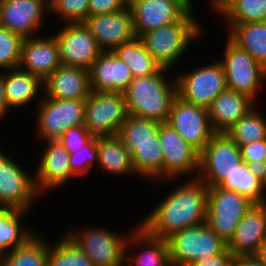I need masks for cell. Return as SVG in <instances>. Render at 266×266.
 <instances>
[{
	"label": "cell",
	"instance_id": "obj_1",
	"mask_svg": "<svg viewBox=\"0 0 266 266\" xmlns=\"http://www.w3.org/2000/svg\"><path fill=\"white\" fill-rule=\"evenodd\" d=\"M207 205V185L198 178H189L156 205L139 225L149 234L167 240L185 228L206 223Z\"/></svg>",
	"mask_w": 266,
	"mask_h": 266
},
{
	"label": "cell",
	"instance_id": "obj_2",
	"mask_svg": "<svg viewBox=\"0 0 266 266\" xmlns=\"http://www.w3.org/2000/svg\"><path fill=\"white\" fill-rule=\"evenodd\" d=\"M168 71L160 68L153 75L133 78L124 92L129 115L167 123L172 101L177 96L176 78L168 81L165 76Z\"/></svg>",
	"mask_w": 266,
	"mask_h": 266
},
{
	"label": "cell",
	"instance_id": "obj_3",
	"mask_svg": "<svg viewBox=\"0 0 266 266\" xmlns=\"http://www.w3.org/2000/svg\"><path fill=\"white\" fill-rule=\"evenodd\" d=\"M200 34L202 28L194 14L186 13L179 21L150 30L139 38L155 62L161 68L170 70Z\"/></svg>",
	"mask_w": 266,
	"mask_h": 266
},
{
	"label": "cell",
	"instance_id": "obj_4",
	"mask_svg": "<svg viewBox=\"0 0 266 266\" xmlns=\"http://www.w3.org/2000/svg\"><path fill=\"white\" fill-rule=\"evenodd\" d=\"M167 242L171 266H189L227 250V244L206 223L176 232Z\"/></svg>",
	"mask_w": 266,
	"mask_h": 266
},
{
	"label": "cell",
	"instance_id": "obj_5",
	"mask_svg": "<svg viewBox=\"0 0 266 266\" xmlns=\"http://www.w3.org/2000/svg\"><path fill=\"white\" fill-rule=\"evenodd\" d=\"M128 116L122 92H92L86 99L84 125L91 139L100 140L119 133Z\"/></svg>",
	"mask_w": 266,
	"mask_h": 266
},
{
	"label": "cell",
	"instance_id": "obj_6",
	"mask_svg": "<svg viewBox=\"0 0 266 266\" xmlns=\"http://www.w3.org/2000/svg\"><path fill=\"white\" fill-rule=\"evenodd\" d=\"M36 134L40 140H58L72 127L84 124L86 99H53L46 97L37 102Z\"/></svg>",
	"mask_w": 266,
	"mask_h": 266
},
{
	"label": "cell",
	"instance_id": "obj_7",
	"mask_svg": "<svg viewBox=\"0 0 266 266\" xmlns=\"http://www.w3.org/2000/svg\"><path fill=\"white\" fill-rule=\"evenodd\" d=\"M253 204L235 191L219 186L208 187L206 224L227 244Z\"/></svg>",
	"mask_w": 266,
	"mask_h": 266
},
{
	"label": "cell",
	"instance_id": "obj_8",
	"mask_svg": "<svg viewBox=\"0 0 266 266\" xmlns=\"http://www.w3.org/2000/svg\"><path fill=\"white\" fill-rule=\"evenodd\" d=\"M226 43L224 59L219 60L223 65L226 86L254 101L265 83L266 69L229 38Z\"/></svg>",
	"mask_w": 266,
	"mask_h": 266
},
{
	"label": "cell",
	"instance_id": "obj_9",
	"mask_svg": "<svg viewBox=\"0 0 266 266\" xmlns=\"http://www.w3.org/2000/svg\"><path fill=\"white\" fill-rule=\"evenodd\" d=\"M243 163L239 146L226 133H215L200 152L197 178L207 187L218 186Z\"/></svg>",
	"mask_w": 266,
	"mask_h": 266
},
{
	"label": "cell",
	"instance_id": "obj_10",
	"mask_svg": "<svg viewBox=\"0 0 266 266\" xmlns=\"http://www.w3.org/2000/svg\"><path fill=\"white\" fill-rule=\"evenodd\" d=\"M177 96L187 103L208 109L212 101L224 91L226 78L220 61L191 69L175 76Z\"/></svg>",
	"mask_w": 266,
	"mask_h": 266
},
{
	"label": "cell",
	"instance_id": "obj_11",
	"mask_svg": "<svg viewBox=\"0 0 266 266\" xmlns=\"http://www.w3.org/2000/svg\"><path fill=\"white\" fill-rule=\"evenodd\" d=\"M86 229V230H85ZM65 235L93 262L94 266H124L128 235L117 234L102 228H85Z\"/></svg>",
	"mask_w": 266,
	"mask_h": 266
},
{
	"label": "cell",
	"instance_id": "obj_12",
	"mask_svg": "<svg viewBox=\"0 0 266 266\" xmlns=\"http://www.w3.org/2000/svg\"><path fill=\"white\" fill-rule=\"evenodd\" d=\"M158 137L164 154L163 179L173 181L177 180L179 176L189 174L190 179L197 178L200 166V152L187 143L167 123H161Z\"/></svg>",
	"mask_w": 266,
	"mask_h": 266
},
{
	"label": "cell",
	"instance_id": "obj_13",
	"mask_svg": "<svg viewBox=\"0 0 266 266\" xmlns=\"http://www.w3.org/2000/svg\"><path fill=\"white\" fill-rule=\"evenodd\" d=\"M19 166L0 150V208L28 212L40 194L35 186L34 174L30 175Z\"/></svg>",
	"mask_w": 266,
	"mask_h": 266
},
{
	"label": "cell",
	"instance_id": "obj_14",
	"mask_svg": "<svg viewBox=\"0 0 266 266\" xmlns=\"http://www.w3.org/2000/svg\"><path fill=\"white\" fill-rule=\"evenodd\" d=\"M167 124L199 152L215 134L208 109L187 103L178 96L172 101Z\"/></svg>",
	"mask_w": 266,
	"mask_h": 266
},
{
	"label": "cell",
	"instance_id": "obj_15",
	"mask_svg": "<svg viewBox=\"0 0 266 266\" xmlns=\"http://www.w3.org/2000/svg\"><path fill=\"white\" fill-rule=\"evenodd\" d=\"M64 25L53 34L59 45L61 64L89 71L102 50L85 23Z\"/></svg>",
	"mask_w": 266,
	"mask_h": 266
},
{
	"label": "cell",
	"instance_id": "obj_16",
	"mask_svg": "<svg viewBox=\"0 0 266 266\" xmlns=\"http://www.w3.org/2000/svg\"><path fill=\"white\" fill-rule=\"evenodd\" d=\"M46 142L47 147L40 155L38 167L34 172L35 186L40 195L46 191H54L77 177L70 168V154L64 146L58 140Z\"/></svg>",
	"mask_w": 266,
	"mask_h": 266
},
{
	"label": "cell",
	"instance_id": "obj_17",
	"mask_svg": "<svg viewBox=\"0 0 266 266\" xmlns=\"http://www.w3.org/2000/svg\"><path fill=\"white\" fill-rule=\"evenodd\" d=\"M84 23L102 51H113L136 37L129 6L114 13L88 16Z\"/></svg>",
	"mask_w": 266,
	"mask_h": 266
},
{
	"label": "cell",
	"instance_id": "obj_18",
	"mask_svg": "<svg viewBox=\"0 0 266 266\" xmlns=\"http://www.w3.org/2000/svg\"><path fill=\"white\" fill-rule=\"evenodd\" d=\"M48 11L49 0H2L1 26L23 38L35 37Z\"/></svg>",
	"mask_w": 266,
	"mask_h": 266
},
{
	"label": "cell",
	"instance_id": "obj_19",
	"mask_svg": "<svg viewBox=\"0 0 266 266\" xmlns=\"http://www.w3.org/2000/svg\"><path fill=\"white\" fill-rule=\"evenodd\" d=\"M59 45L54 35L24 38L18 68L44 81L61 66Z\"/></svg>",
	"mask_w": 266,
	"mask_h": 266
},
{
	"label": "cell",
	"instance_id": "obj_20",
	"mask_svg": "<svg viewBox=\"0 0 266 266\" xmlns=\"http://www.w3.org/2000/svg\"><path fill=\"white\" fill-rule=\"evenodd\" d=\"M136 37L179 21L186 12L172 0H128Z\"/></svg>",
	"mask_w": 266,
	"mask_h": 266
},
{
	"label": "cell",
	"instance_id": "obj_21",
	"mask_svg": "<svg viewBox=\"0 0 266 266\" xmlns=\"http://www.w3.org/2000/svg\"><path fill=\"white\" fill-rule=\"evenodd\" d=\"M92 92L124 93L133 80L131 69L113 51H102L89 70Z\"/></svg>",
	"mask_w": 266,
	"mask_h": 266
},
{
	"label": "cell",
	"instance_id": "obj_22",
	"mask_svg": "<svg viewBox=\"0 0 266 266\" xmlns=\"http://www.w3.org/2000/svg\"><path fill=\"white\" fill-rule=\"evenodd\" d=\"M265 239L266 202L253 204L247 211L227 243V250L233 256L255 255Z\"/></svg>",
	"mask_w": 266,
	"mask_h": 266
},
{
	"label": "cell",
	"instance_id": "obj_23",
	"mask_svg": "<svg viewBox=\"0 0 266 266\" xmlns=\"http://www.w3.org/2000/svg\"><path fill=\"white\" fill-rule=\"evenodd\" d=\"M43 90L53 99H87L91 93L89 71L61 65L43 81Z\"/></svg>",
	"mask_w": 266,
	"mask_h": 266
},
{
	"label": "cell",
	"instance_id": "obj_24",
	"mask_svg": "<svg viewBox=\"0 0 266 266\" xmlns=\"http://www.w3.org/2000/svg\"><path fill=\"white\" fill-rule=\"evenodd\" d=\"M131 230L125 247L124 266H171L167 240L149 234L139 224ZM129 246H138L140 252L130 256Z\"/></svg>",
	"mask_w": 266,
	"mask_h": 266
},
{
	"label": "cell",
	"instance_id": "obj_25",
	"mask_svg": "<svg viewBox=\"0 0 266 266\" xmlns=\"http://www.w3.org/2000/svg\"><path fill=\"white\" fill-rule=\"evenodd\" d=\"M256 101L242 93L226 88L211 103L208 115L215 133H226Z\"/></svg>",
	"mask_w": 266,
	"mask_h": 266
},
{
	"label": "cell",
	"instance_id": "obj_26",
	"mask_svg": "<svg viewBox=\"0 0 266 266\" xmlns=\"http://www.w3.org/2000/svg\"><path fill=\"white\" fill-rule=\"evenodd\" d=\"M227 28L228 38L266 69V21L228 24Z\"/></svg>",
	"mask_w": 266,
	"mask_h": 266
},
{
	"label": "cell",
	"instance_id": "obj_27",
	"mask_svg": "<svg viewBox=\"0 0 266 266\" xmlns=\"http://www.w3.org/2000/svg\"><path fill=\"white\" fill-rule=\"evenodd\" d=\"M5 72V95L9 109L30 104L40 89L43 90V81L29 72L19 68L8 69Z\"/></svg>",
	"mask_w": 266,
	"mask_h": 266
},
{
	"label": "cell",
	"instance_id": "obj_28",
	"mask_svg": "<svg viewBox=\"0 0 266 266\" xmlns=\"http://www.w3.org/2000/svg\"><path fill=\"white\" fill-rule=\"evenodd\" d=\"M98 166L112 175L135 174L131 155L118 134L97 140Z\"/></svg>",
	"mask_w": 266,
	"mask_h": 266
},
{
	"label": "cell",
	"instance_id": "obj_29",
	"mask_svg": "<svg viewBox=\"0 0 266 266\" xmlns=\"http://www.w3.org/2000/svg\"><path fill=\"white\" fill-rule=\"evenodd\" d=\"M131 155L135 175L150 181L163 180L164 154L160 143L124 144Z\"/></svg>",
	"mask_w": 266,
	"mask_h": 266
},
{
	"label": "cell",
	"instance_id": "obj_30",
	"mask_svg": "<svg viewBox=\"0 0 266 266\" xmlns=\"http://www.w3.org/2000/svg\"><path fill=\"white\" fill-rule=\"evenodd\" d=\"M25 213L28 214L23 210L0 208V257L22 246L36 233L22 225Z\"/></svg>",
	"mask_w": 266,
	"mask_h": 266
},
{
	"label": "cell",
	"instance_id": "obj_31",
	"mask_svg": "<svg viewBox=\"0 0 266 266\" xmlns=\"http://www.w3.org/2000/svg\"><path fill=\"white\" fill-rule=\"evenodd\" d=\"M35 233L22 246L0 257V266H48L49 242Z\"/></svg>",
	"mask_w": 266,
	"mask_h": 266
},
{
	"label": "cell",
	"instance_id": "obj_32",
	"mask_svg": "<svg viewBox=\"0 0 266 266\" xmlns=\"http://www.w3.org/2000/svg\"><path fill=\"white\" fill-rule=\"evenodd\" d=\"M113 53L128 65L134 78L153 75L161 68L139 37L116 47Z\"/></svg>",
	"mask_w": 266,
	"mask_h": 266
},
{
	"label": "cell",
	"instance_id": "obj_33",
	"mask_svg": "<svg viewBox=\"0 0 266 266\" xmlns=\"http://www.w3.org/2000/svg\"><path fill=\"white\" fill-rule=\"evenodd\" d=\"M218 186L242 194L254 204L266 202L263 183L248 169L246 163L241 164L237 170L227 176Z\"/></svg>",
	"mask_w": 266,
	"mask_h": 266
},
{
	"label": "cell",
	"instance_id": "obj_34",
	"mask_svg": "<svg viewBox=\"0 0 266 266\" xmlns=\"http://www.w3.org/2000/svg\"><path fill=\"white\" fill-rule=\"evenodd\" d=\"M226 134L238 145L266 139V118L252 107Z\"/></svg>",
	"mask_w": 266,
	"mask_h": 266
},
{
	"label": "cell",
	"instance_id": "obj_35",
	"mask_svg": "<svg viewBox=\"0 0 266 266\" xmlns=\"http://www.w3.org/2000/svg\"><path fill=\"white\" fill-rule=\"evenodd\" d=\"M161 122L132 115L127 116L118 135L123 144L160 143L158 130Z\"/></svg>",
	"mask_w": 266,
	"mask_h": 266
},
{
	"label": "cell",
	"instance_id": "obj_36",
	"mask_svg": "<svg viewBox=\"0 0 266 266\" xmlns=\"http://www.w3.org/2000/svg\"><path fill=\"white\" fill-rule=\"evenodd\" d=\"M54 243H49L48 266H94L91 259L65 234Z\"/></svg>",
	"mask_w": 266,
	"mask_h": 266
},
{
	"label": "cell",
	"instance_id": "obj_37",
	"mask_svg": "<svg viewBox=\"0 0 266 266\" xmlns=\"http://www.w3.org/2000/svg\"><path fill=\"white\" fill-rule=\"evenodd\" d=\"M222 17L226 24L266 21V0H235Z\"/></svg>",
	"mask_w": 266,
	"mask_h": 266
},
{
	"label": "cell",
	"instance_id": "obj_38",
	"mask_svg": "<svg viewBox=\"0 0 266 266\" xmlns=\"http://www.w3.org/2000/svg\"><path fill=\"white\" fill-rule=\"evenodd\" d=\"M24 38L0 26V70L18 68Z\"/></svg>",
	"mask_w": 266,
	"mask_h": 266
},
{
	"label": "cell",
	"instance_id": "obj_39",
	"mask_svg": "<svg viewBox=\"0 0 266 266\" xmlns=\"http://www.w3.org/2000/svg\"><path fill=\"white\" fill-rule=\"evenodd\" d=\"M88 9L89 0H49V12L59 15L66 24L84 23Z\"/></svg>",
	"mask_w": 266,
	"mask_h": 266
},
{
	"label": "cell",
	"instance_id": "obj_40",
	"mask_svg": "<svg viewBox=\"0 0 266 266\" xmlns=\"http://www.w3.org/2000/svg\"><path fill=\"white\" fill-rule=\"evenodd\" d=\"M69 164L72 172L77 176H85L92 166H98L97 140L91 139L75 153H69ZM94 163H96L94 165Z\"/></svg>",
	"mask_w": 266,
	"mask_h": 266
},
{
	"label": "cell",
	"instance_id": "obj_41",
	"mask_svg": "<svg viewBox=\"0 0 266 266\" xmlns=\"http://www.w3.org/2000/svg\"><path fill=\"white\" fill-rule=\"evenodd\" d=\"M90 140L91 138L84 124L67 129L58 139L69 153L80 150Z\"/></svg>",
	"mask_w": 266,
	"mask_h": 266
},
{
	"label": "cell",
	"instance_id": "obj_42",
	"mask_svg": "<svg viewBox=\"0 0 266 266\" xmlns=\"http://www.w3.org/2000/svg\"><path fill=\"white\" fill-rule=\"evenodd\" d=\"M128 6V0H89L88 16L121 11Z\"/></svg>",
	"mask_w": 266,
	"mask_h": 266
},
{
	"label": "cell",
	"instance_id": "obj_43",
	"mask_svg": "<svg viewBox=\"0 0 266 266\" xmlns=\"http://www.w3.org/2000/svg\"><path fill=\"white\" fill-rule=\"evenodd\" d=\"M243 162L266 160V139L239 146Z\"/></svg>",
	"mask_w": 266,
	"mask_h": 266
},
{
	"label": "cell",
	"instance_id": "obj_44",
	"mask_svg": "<svg viewBox=\"0 0 266 266\" xmlns=\"http://www.w3.org/2000/svg\"><path fill=\"white\" fill-rule=\"evenodd\" d=\"M234 256L226 250L224 253L215 255L205 260H198L189 266H233Z\"/></svg>",
	"mask_w": 266,
	"mask_h": 266
},
{
	"label": "cell",
	"instance_id": "obj_45",
	"mask_svg": "<svg viewBox=\"0 0 266 266\" xmlns=\"http://www.w3.org/2000/svg\"><path fill=\"white\" fill-rule=\"evenodd\" d=\"M248 169L256 175V177L262 182H265L266 178V160L254 161L247 164Z\"/></svg>",
	"mask_w": 266,
	"mask_h": 266
},
{
	"label": "cell",
	"instance_id": "obj_46",
	"mask_svg": "<svg viewBox=\"0 0 266 266\" xmlns=\"http://www.w3.org/2000/svg\"><path fill=\"white\" fill-rule=\"evenodd\" d=\"M3 71V72H2ZM4 73V74H3ZM10 109L8 108L5 95V71L1 70L0 72V119L3 120V117L6 113H9Z\"/></svg>",
	"mask_w": 266,
	"mask_h": 266
},
{
	"label": "cell",
	"instance_id": "obj_47",
	"mask_svg": "<svg viewBox=\"0 0 266 266\" xmlns=\"http://www.w3.org/2000/svg\"><path fill=\"white\" fill-rule=\"evenodd\" d=\"M233 266H263L254 255L234 256Z\"/></svg>",
	"mask_w": 266,
	"mask_h": 266
},
{
	"label": "cell",
	"instance_id": "obj_48",
	"mask_svg": "<svg viewBox=\"0 0 266 266\" xmlns=\"http://www.w3.org/2000/svg\"><path fill=\"white\" fill-rule=\"evenodd\" d=\"M235 0H211L210 4L217 13L223 15Z\"/></svg>",
	"mask_w": 266,
	"mask_h": 266
},
{
	"label": "cell",
	"instance_id": "obj_49",
	"mask_svg": "<svg viewBox=\"0 0 266 266\" xmlns=\"http://www.w3.org/2000/svg\"><path fill=\"white\" fill-rule=\"evenodd\" d=\"M258 261L263 265L266 266V239L260 245L259 249L257 250L256 254L254 255Z\"/></svg>",
	"mask_w": 266,
	"mask_h": 266
},
{
	"label": "cell",
	"instance_id": "obj_50",
	"mask_svg": "<svg viewBox=\"0 0 266 266\" xmlns=\"http://www.w3.org/2000/svg\"><path fill=\"white\" fill-rule=\"evenodd\" d=\"M173 2L177 3L186 13L194 14L192 0H172Z\"/></svg>",
	"mask_w": 266,
	"mask_h": 266
},
{
	"label": "cell",
	"instance_id": "obj_51",
	"mask_svg": "<svg viewBox=\"0 0 266 266\" xmlns=\"http://www.w3.org/2000/svg\"><path fill=\"white\" fill-rule=\"evenodd\" d=\"M1 9H2V0H0V26H1Z\"/></svg>",
	"mask_w": 266,
	"mask_h": 266
},
{
	"label": "cell",
	"instance_id": "obj_52",
	"mask_svg": "<svg viewBox=\"0 0 266 266\" xmlns=\"http://www.w3.org/2000/svg\"><path fill=\"white\" fill-rule=\"evenodd\" d=\"M263 187L264 189H266V178H265V182L263 183Z\"/></svg>",
	"mask_w": 266,
	"mask_h": 266
}]
</instances>
